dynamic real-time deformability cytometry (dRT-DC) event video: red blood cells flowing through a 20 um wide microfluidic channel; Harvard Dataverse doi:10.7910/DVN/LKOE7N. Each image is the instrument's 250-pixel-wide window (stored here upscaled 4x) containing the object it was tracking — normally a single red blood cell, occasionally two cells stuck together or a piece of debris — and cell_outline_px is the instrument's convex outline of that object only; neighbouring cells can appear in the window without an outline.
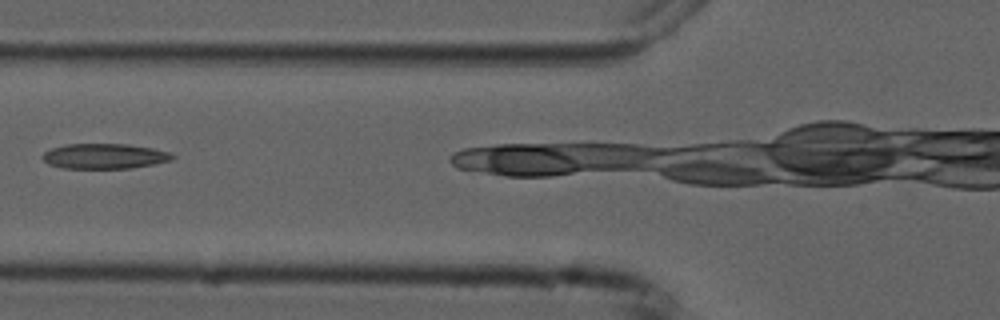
{"species": "common noctule bat (a hibernating species)", "species_latin": "Nyctalus noctula", "temperature_condition": "cold", "stored_images_in_passage": 2, "camera_frame_rate_fps": 3000, "um_per_image_px": 0.085, "animal": {"sex": "male", "forearm_length_mm": 52.5}, "frame": {"image": 1, "passage_image": 2, "time_ms": 1.333, "image_size_px": [1000, 320], "cell_outline_px": [[176, 156], [172, 160], [152, 164], [128, 168], [60, 168], [48, 164], [40, 156], [44, 152], [52, 148], [68, 144], [128, 144], [152, 148], [168, 152]], "centroid_in_image_um": [8.85, 13.27], "position_along_channel_um": 117.0, "area_um2": 18.96}}